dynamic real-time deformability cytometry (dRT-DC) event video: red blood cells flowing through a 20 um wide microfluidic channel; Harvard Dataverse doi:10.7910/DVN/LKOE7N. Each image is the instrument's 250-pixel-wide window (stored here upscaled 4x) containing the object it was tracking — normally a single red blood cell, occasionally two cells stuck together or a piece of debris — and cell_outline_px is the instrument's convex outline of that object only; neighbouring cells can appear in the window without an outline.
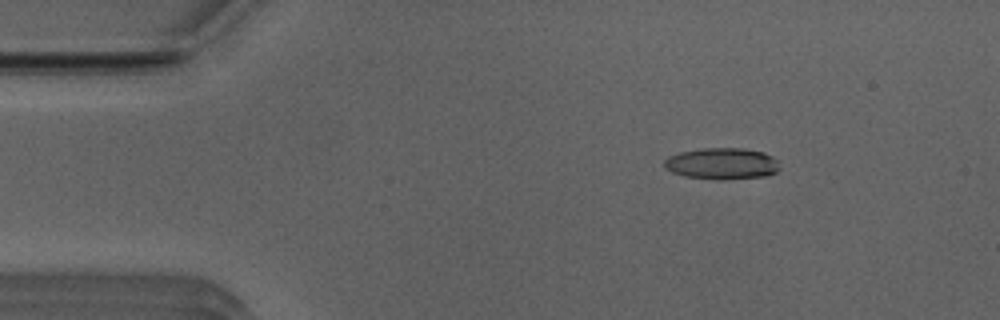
{"species": "Egyptian fruit bat (a non-hibernating species)", "species_latin": "Rousettus aegyptiacus", "temperature_condition": "room temperature", "stored_images_in_passage": 51, "camera_frame_rate_fps": 3000, "um_per_image_px": 0.085, "animal": {"sex": "male"}, "frame": {"image": 1, "passage_image": 7, "time_ms": 2.0, "image_size_px": [1000, 320], "cell_outline_px": [[780, 168], [776, 172], [768, 176], [720, 180], [716, 180], [684, 176], [672, 172], [664, 168], [664, 160], [668, 156], [680, 152], [704, 148], [744, 148], [764, 152], [772, 156], [776, 160]], "centroid_in_image_um": [61.36, 13.91], "position_along_channel_um": 23.6, "area_um2": 21.39}}
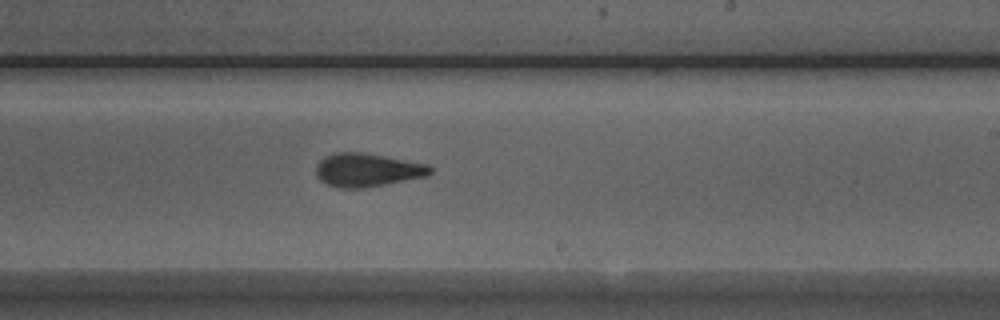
{"frame": {"image": 2, "passage_image": 30, "time_ms": 9.667, "image_size_px": [1000, 320], "cell_outline_px": [[432, 172], [428, 176], [364, 188], [340, 188], [328, 184], [320, 180], [316, 176], [316, 164], [324, 156], [332, 152], [364, 152], [428, 164], [432, 168]], "centroid_in_image_um": [31.2, 14.44], "position_along_channel_um": 257.8, "area_um2": 22.43}}
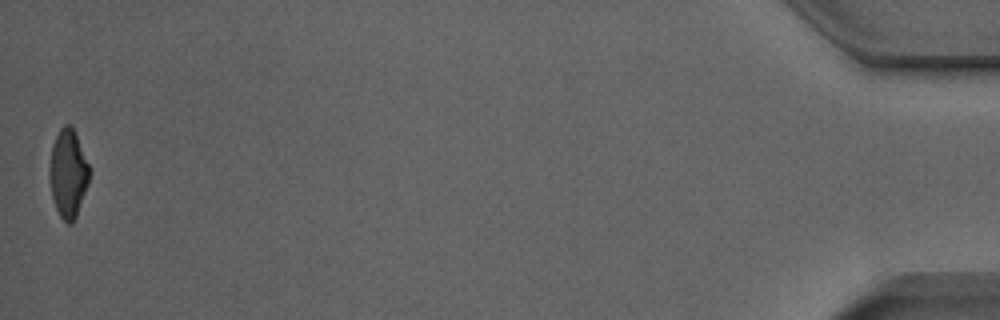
{"frame": {"image": 3, "passage_image": 51, "time_ms": 16.667, "image_size_px": [1000, 320], "cell_outline_px": [[92, 172], [88, 184], [76, 216], [72, 224], [68, 224], [60, 216], [56, 208], [52, 196], [48, 180], [48, 168], [52, 144], [60, 128], [64, 124], [68, 124], [72, 128], [92, 168]], "centroid_in_image_um": [5.79, 14.74], "position_along_channel_um": 429.4, "area_um2": 20.81}, "authors_computed_cell_mechanics": {"area_um2": 21.7328, "velocity_mm_per_s": 3.9323, "shape_relaxation_time_tau1_ms": 5.6078, "shape_relaxation_time_tau2_ms": 2.1034, "deformation_change_tau1": 0.2229, "deformation_change_tau2": 0.1134}}